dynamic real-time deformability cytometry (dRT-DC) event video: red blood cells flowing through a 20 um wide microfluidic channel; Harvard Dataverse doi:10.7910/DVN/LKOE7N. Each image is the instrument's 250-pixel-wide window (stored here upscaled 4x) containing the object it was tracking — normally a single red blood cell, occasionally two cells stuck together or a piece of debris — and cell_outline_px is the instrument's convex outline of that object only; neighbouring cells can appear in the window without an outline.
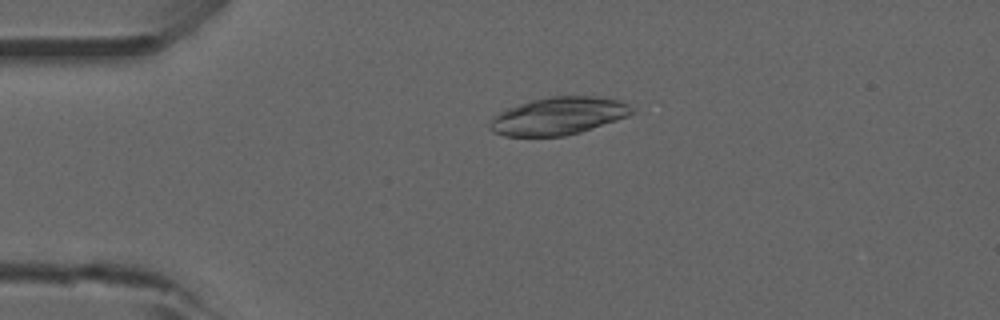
{"species": "common noctule bat (a hibernating species)", "species_latin": "Nyctalus noctula", "temperature_condition": "room temperature", "stored_images_in_passage": 24, "camera_frame_rate_fps": 3000, "um_per_image_px": 0.085, "animal": {"sex": "male", "forearm_length_mm": 52.5}, "frame": {"image": 1, "passage_image": 12, "time_ms": 3.667, "image_size_px": [1000, 320], "cell_outline_px": [[636, 112], [628, 116], [580, 132], [564, 136], [504, 136], [492, 132], [488, 128], [488, 124], [492, 116], [508, 108], [532, 100], [552, 96], [596, 96], [620, 100], [636, 108]], "centroid_in_image_um": [47.47, 9.86], "position_along_channel_um": 37.5, "area_um2": 31.27}}
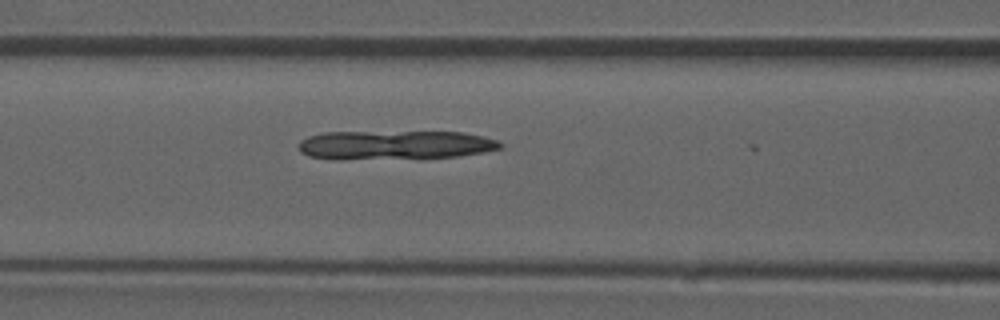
{"frame": {"image": 2, "passage_image": 22, "time_ms": 7.0, "image_size_px": [1000, 320], "cell_outline_px": [[504, 148], [484, 152], [456, 156], [340, 160], [332, 160], [308, 156], [300, 152], [300, 140], [308, 136], [324, 132], [464, 132], [484, 136], [496, 140], [504, 144]], "centroid_in_image_um": [33.55, 12.32], "position_along_channel_um": 133.1, "area_um2": 34.28}}